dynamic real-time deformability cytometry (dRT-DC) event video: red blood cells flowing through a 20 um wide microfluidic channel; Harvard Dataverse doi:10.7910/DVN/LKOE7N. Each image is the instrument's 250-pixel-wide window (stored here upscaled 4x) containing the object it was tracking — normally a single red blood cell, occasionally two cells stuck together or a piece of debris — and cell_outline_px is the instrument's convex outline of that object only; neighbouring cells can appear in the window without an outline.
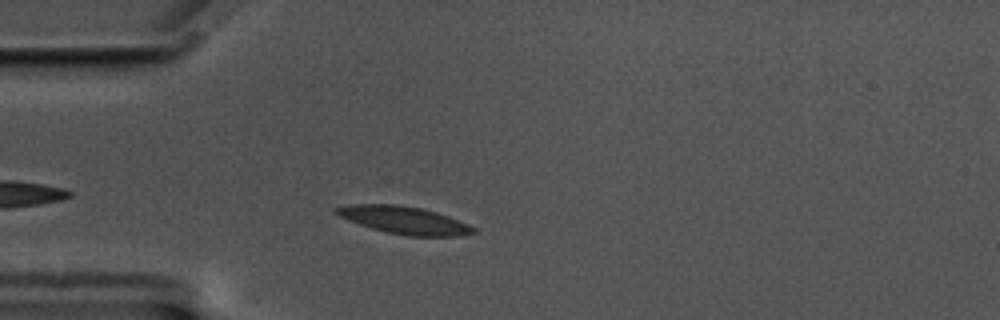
{"species": "common noctule bat (a hibernating species)", "species_latin": "Nyctalus noctula", "temperature_condition": "cold", "stored_images_in_passage": 41, "camera_frame_rate_fps": 3000, "um_per_image_px": 0.085, "animal": {"sex": "male", "body_mass_g": 17.5, "forearm_length_mm": 52.3}, "frame": {"image": 1, "passage_image": 5, "time_ms": 1.333, "image_size_px": [1000, 320], "cell_outline_px": [[476, 232], [460, 236], [408, 236], [384, 232], [348, 220], [332, 212], [332, 208], [348, 204], [396, 204], [420, 208], [436, 212], [448, 216], [468, 224], [476, 228]], "centroid_in_image_um": [34.32, 18.71], "position_along_channel_um": 50.7, "area_um2": 22.08}}
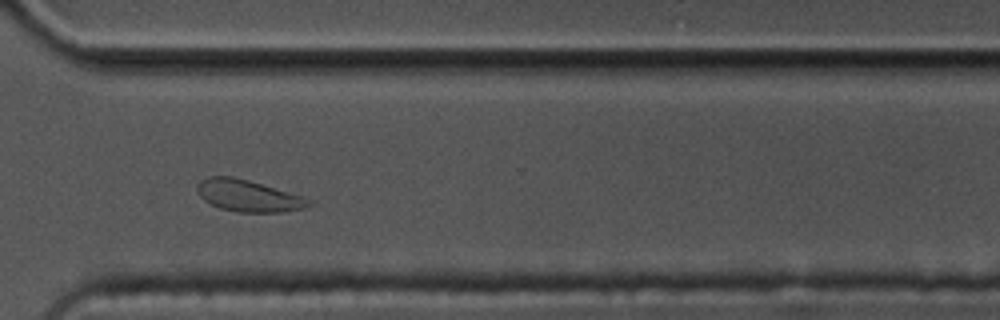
{"frame": {"image": 2, "passage_image": 32, "time_ms": 10.333, "image_size_px": [1000, 320], "cell_outline_px": [[316, 204], [304, 208], [284, 212], [236, 212], [220, 208], [204, 200], [200, 196], [196, 188], [200, 180], [208, 176], [232, 176], [248, 180], [316, 200]], "centroid_in_image_um": [21.16, 16.65], "position_along_channel_um": 349.4, "area_um2": 20.81}}
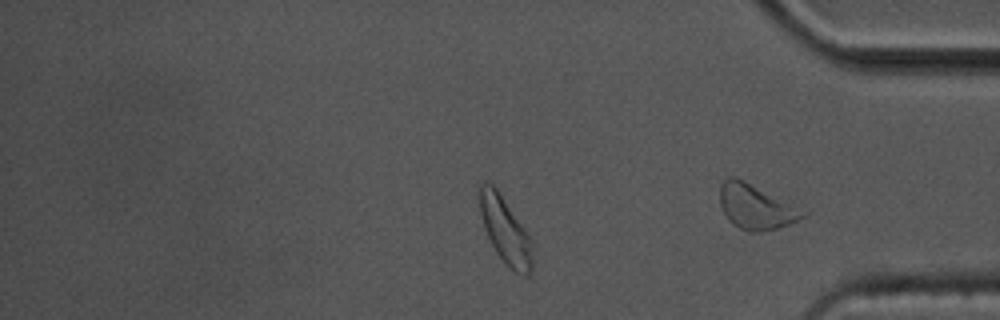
{"frame": {"image": 3, "passage_image": 34, "time_ms": 11.0, "image_size_px": [1000, 320], "cell_outline_px": [[532, 268], [528, 276], [524, 276], [508, 268], [496, 252], [484, 228], [480, 212], [480, 184], [484, 180], [492, 184], [496, 188], [524, 228], [532, 240]], "centroid_in_image_um": [42.95, 19.61], "position_along_channel_um": 392.2, "area_um2": 20.23}, "authors_computed_cell_mechanics": {"area_um2": 20.9236, "velocity_mm_per_s": 3.4356, "shape_relaxation_time_tau1_ms": 4.4828, "shape_relaxation_time_tau2_ms": 3.769, "deformation_change_tau1": 0.1074, "deformation_change_tau2": 0.087}}